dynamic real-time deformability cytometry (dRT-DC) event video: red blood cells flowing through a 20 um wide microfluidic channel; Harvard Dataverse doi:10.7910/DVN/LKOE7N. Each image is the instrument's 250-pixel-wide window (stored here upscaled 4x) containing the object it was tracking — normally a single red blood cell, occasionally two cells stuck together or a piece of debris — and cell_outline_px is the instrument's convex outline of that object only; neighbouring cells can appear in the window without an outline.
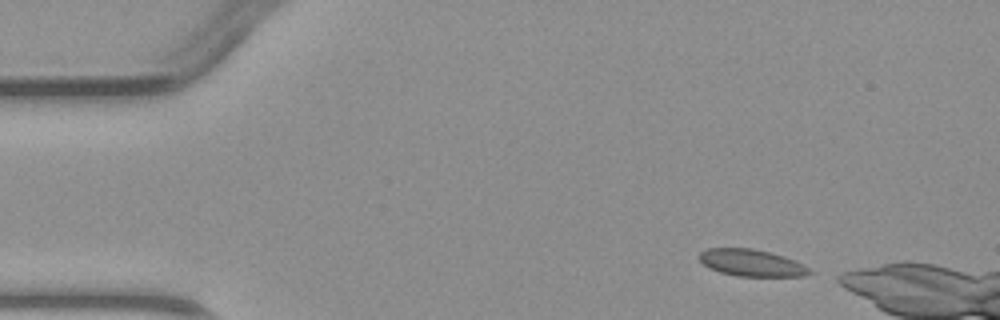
{"species": "common noctule bat (a hibernating species)", "species_latin": "Nyctalus noctula", "temperature_condition": "warm", "stored_images_in_passage": 3, "camera_frame_rate_fps": 3000, "um_per_image_px": 0.085, "animal": {"sex": "male", "body_mass_g": 23.1, "forearm_length_mm": 52.7}, "frame": {"image": 1, "passage_image": 1, "time_ms": 0.0, "image_size_px": [1000, 320], "cell_outline_px": [[812, 272], [804, 276], [736, 276], [720, 272], [708, 268], [696, 256], [700, 252], [708, 248], [752, 248], [784, 256], [796, 260], [804, 264]], "centroid_in_image_um": [63.85, 22.34], "position_along_channel_um": 21.1, "area_um2": 17.34}}